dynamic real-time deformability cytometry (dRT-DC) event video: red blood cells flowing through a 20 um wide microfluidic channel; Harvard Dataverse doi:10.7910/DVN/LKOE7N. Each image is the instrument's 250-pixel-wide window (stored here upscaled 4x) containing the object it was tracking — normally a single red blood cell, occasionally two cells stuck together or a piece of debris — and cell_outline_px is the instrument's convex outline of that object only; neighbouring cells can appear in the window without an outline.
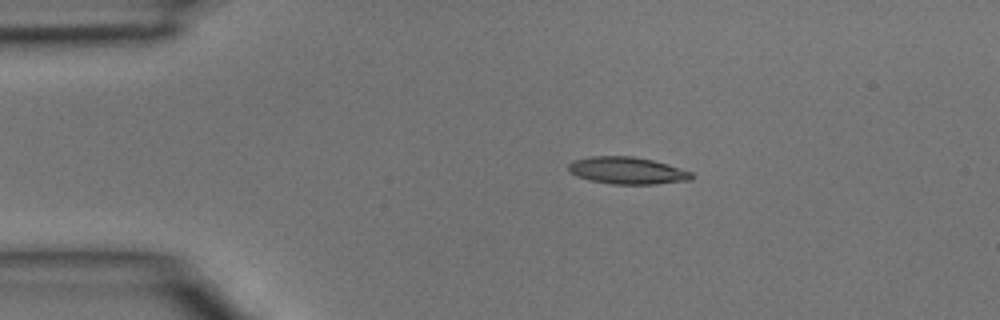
{"species": "common noctule bat (a hibernating species)", "species_latin": "Nyctalus noctula", "temperature_condition": "room temperature", "stored_images_in_passage": 38, "camera_frame_rate_fps": 3000, "um_per_image_px": 0.085, "animal": {"sex": "male", "body_mass_g": 15.6}, "frame": {"image": 1, "passage_image": 1, "time_ms": 0.0, "image_size_px": [1000, 320], "cell_outline_px": [[692, 180], [656, 184], [612, 184], [588, 180], [576, 176], [568, 172], [568, 164], [572, 160], [592, 156], [632, 156], [652, 160], [692, 172]], "centroid_in_image_um": [53.26, 14.5], "position_along_channel_um": 31.7, "area_um2": 19.48}}
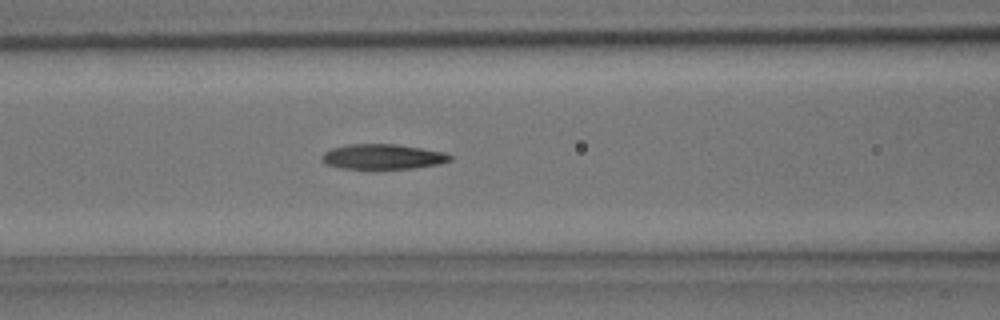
{"frame": {"image": 2, "passage_image": 11, "time_ms": 3.333, "image_size_px": [1000, 320], "cell_outline_px": [[452, 160], [440, 164], [416, 168], [372, 172], [368, 172], [340, 168], [328, 164], [320, 160], [320, 156], [324, 152], [332, 148], [348, 144], [396, 144], [444, 152], [452, 156]], "centroid_in_image_um": [32.5, 13.37], "position_along_channel_um": 134.1, "area_um2": 19.83}}
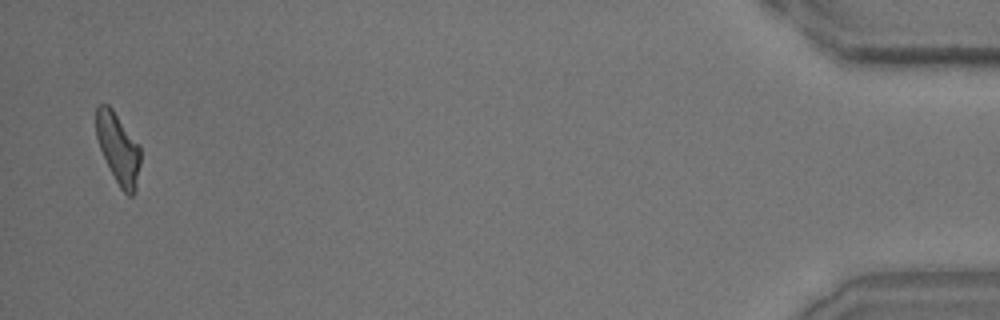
{"frame": {"image": 3, "passage_image": 37, "time_ms": 12.0, "image_size_px": [1000, 320], "cell_outline_px": [[140, 164], [136, 188], [132, 196], [128, 196], [120, 188], [100, 148], [96, 136], [96, 108], [100, 104], [108, 104], [112, 108], [140, 148]], "centroid_in_image_um": [10.04, 12.62], "position_along_channel_um": 425.2, "area_um2": 17.74}}